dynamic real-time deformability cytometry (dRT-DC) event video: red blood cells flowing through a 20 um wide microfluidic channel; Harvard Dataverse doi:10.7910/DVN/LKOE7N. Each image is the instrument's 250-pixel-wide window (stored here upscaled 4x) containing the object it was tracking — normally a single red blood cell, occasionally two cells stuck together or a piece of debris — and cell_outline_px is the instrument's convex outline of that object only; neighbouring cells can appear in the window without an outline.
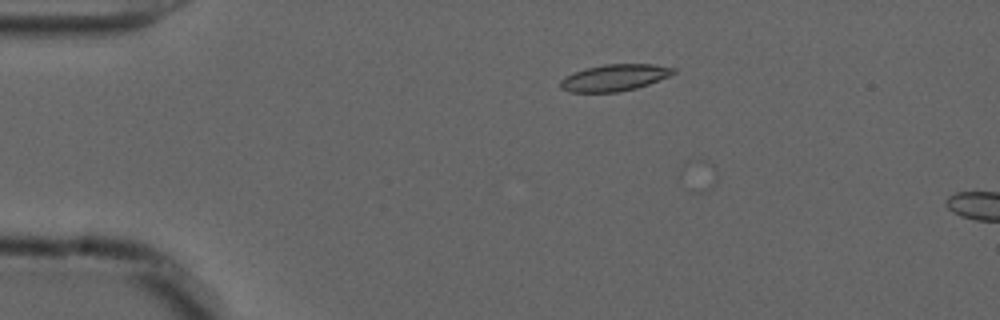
{"species": "common noctule bat (a hibernating species)", "species_latin": "Nyctalus noctula", "temperature_condition": "cold", "stored_images_in_passage": 5, "camera_frame_rate_fps": 3000, "um_per_image_px": 0.085, "animal": {"sex": "male", "forearm_length_mm": 52.5}, "frame": {"image": 1, "passage_image": 1, "time_ms": 0.0, "image_size_px": [1000, 320], "cell_outline_px": [[676, 72], [668, 76], [648, 84], [636, 88], [620, 92], [568, 92], [560, 88], [560, 80], [564, 76], [588, 68], [604, 64], [652, 64], [676, 68]], "centroid_in_image_um": [52.21, 6.6], "position_along_channel_um": 32.8, "area_um2": 17.46}}